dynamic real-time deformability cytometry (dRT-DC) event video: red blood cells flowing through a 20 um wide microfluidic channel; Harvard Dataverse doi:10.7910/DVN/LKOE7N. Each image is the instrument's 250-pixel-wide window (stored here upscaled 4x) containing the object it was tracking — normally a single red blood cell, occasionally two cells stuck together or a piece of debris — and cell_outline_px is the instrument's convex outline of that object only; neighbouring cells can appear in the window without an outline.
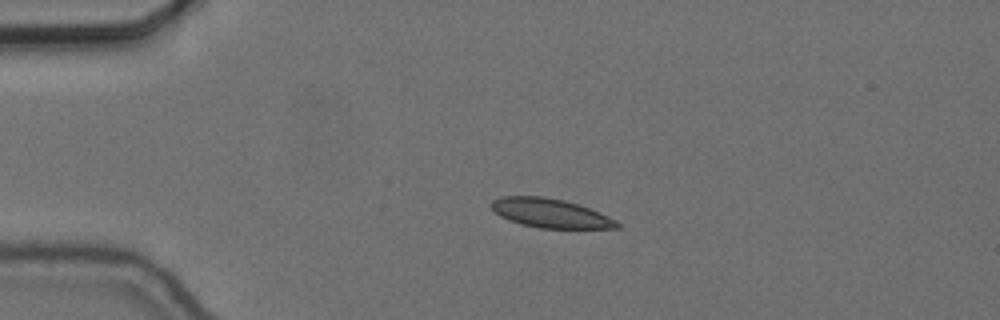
{"species": "common noctule bat (a hibernating species)", "species_latin": "Nyctalus noctula", "temperature_condition": "cold", "stored_images_in_passage": 44, "camera_frame_rate_fps": 3000, "um_per_image_px": 0.085, "animal": {"sex": "female", "body_mass_g": 24.6, "forearm_length_mm": 56.2}, "frame": {"image": 1, "passage_image": 1, "time_ms": 0.0, "image_size_px": [1000, 320], "cell_outline_px": [[620, 228], [540, 228], [520, 224], [508, 220], [500, 216], [488, 204], [492, 200], [504, 196], [540, 196], [564, 200], [588, 208], [608, 216], [616, 220], [620, 224]], "centroid_in_image_um": [46.75, 18.12], "position_along_channel_um": 38.3, "area_um2": 21.15}}
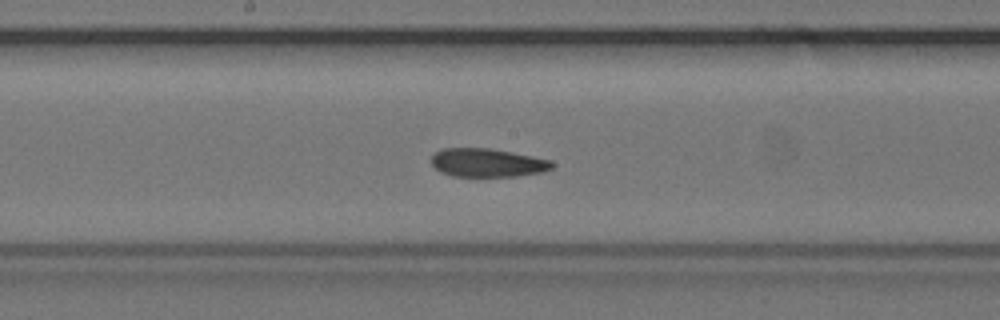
{"frame": {"image": 2, "passage_image": 18, "time_ms": 5.667, "image_size_px": [1000, 320], "cell_outline_px": [[556, 164], [552, 168], [544, 172], [516, 176], [452, 176], [440, 172], [432, 164], [432, 156], [440, 148], [488, 148], [512, 152], [552, 160]], "centroid_in_image_um": [41.46, 13.83], "position_along_channel_um": 206.7, "area_um2": 20.11}}
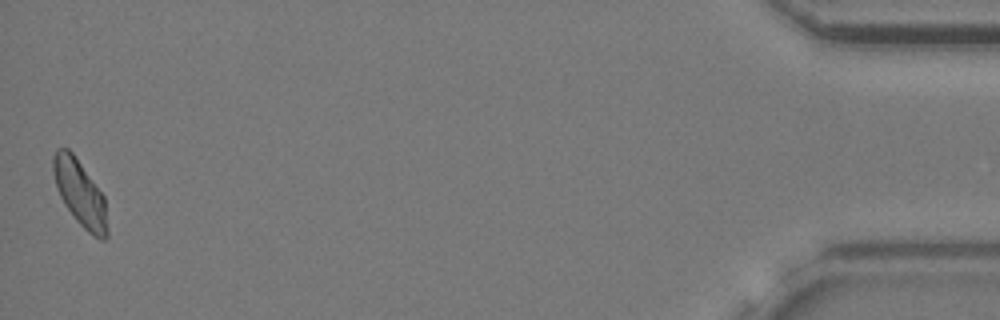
{"frame": {"image": 3, "passage_image": 44, "time_ms": 14.333, "image_size_px": [1000, 320], "cell_outline_px": [[108, 236], [104, 240], [100, 240], [88, 232], [76, 220], [64, 204], [56, 188], [52, 172], [52, 156], [56, 148], [68, 148], [72, 152], [104, 196], [108, 228]], "centroid_in_image_um": [6.78, 16.42], "position_along_channel_um": 428.4, "area_um2": 20.87}, "authors_computed_cell_mechanics": {"area_um2": 20.5768, "velocity_mm_per_s": 3.6251, "shape_relaxation_time_tau1_ms": null, "shape_relaxation_time_tau2_ms": 6.0701, "deformation_change_tau1": null, "deformation_change_tau2": 0.1026}}